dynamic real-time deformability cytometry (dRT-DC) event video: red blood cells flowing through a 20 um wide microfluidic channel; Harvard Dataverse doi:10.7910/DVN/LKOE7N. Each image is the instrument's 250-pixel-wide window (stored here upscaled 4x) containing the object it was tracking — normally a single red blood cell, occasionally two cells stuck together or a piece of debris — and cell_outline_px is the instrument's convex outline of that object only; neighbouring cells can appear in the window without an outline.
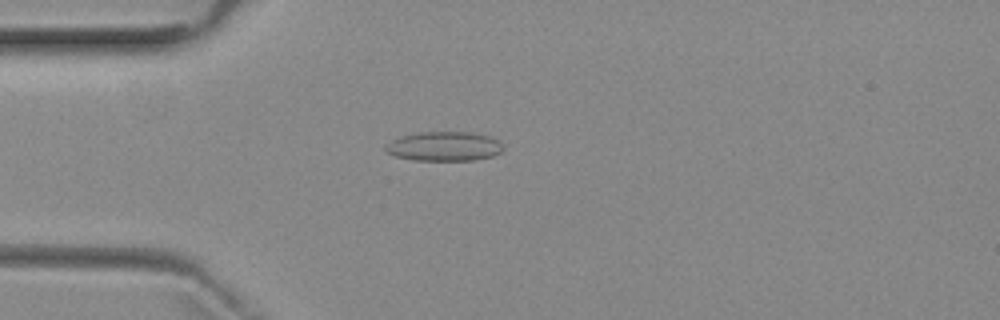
{"species": "common noctule bat (a hibernating species)", "species_latin": "Nyctalus noctula", "temperature_condition": "room temperature", "stored_images_in_passage": 2, "camera_frame_rate_fps": 3000, "um_per_image_px": 0.085, "animal": {"sex": "female", "body_mass_g": 29.2, "forearm_length_mm": 56.3}, "frame": {"image": 1, "passage_image": 2, "time_ms": 1.667, "image_size_px": [1000, 320], "cell_outline_px": [[504, 148], [500, 152], [492, 156], [476, 160], [416, 160], [396, 156], [388, 152], [384, 148], [384, 144], [392, 140], [404, 136], [420, 132], [472, 132], [488, 136], [500, 140], [504, 144]], "centroid_in_image_um": [37.8, 12.43], "position_along_channel_um": 47.2, "area_um2": 20.11}}